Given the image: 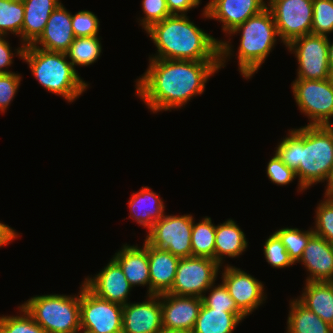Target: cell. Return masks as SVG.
<instances>
[{"label": "cell", "instance_id": "cell-32", "mask_svg": "<svg viewBox=\"0 0 333 333\" xmlns=\"http://www.w3.org/2000/svg\"><path fill=\"white\" fill-rule=\"evenodd\" d=\"M215 284L216 283L214 282L201 297L202 303L208 308L231 312L241 321L246 319V316L237 308L235 300L229 295L224 283L221 282L220 284ZM206 293L208 294L207 296Z\"/></svg>", "mask_w": 333, "mask_h": 333}, {"label": "cell", "instance_id": "cell-30", "mask_svg": "<svg viewBox=\"0 0 333 333\" xmlns=\"http://www.w3.org/2000/svg\"><path fill=\"white\" fill-rule=\"evenodd\" d=\"M24 21L22 0H0V34L20 37Z\"/></svg>", "mask_w": 333, "mask_h": 333}, {"label": "cell", "instance_id": "cell-7", "mask_svg": "<svg viewBox=\"0 0 333 333\" xmlns=\"http://www.w3.org/2000/svg\"><path fill=\"white\" fill-rule=\"evenodd\" d=\"M298 110L307 118L309 126L333 125V82L331 79H295L291 83ZM332 117V118H331Z\"/></svg>", "mask_w": 333, "mask_h": 333}, {"label": "cell", "instance_id": "cell-42", "mask_svg": "<svg viewBox=\"0 0 333 333\" xmlns=\"http://www.w3.org/2000/svg\"><path fill=\"white\" fill-rule=\"evenodd\" d=\"M202 0H166L171 15H187L191 9L198 7Z\"/></svg>", "mask_w": 333, "mask_h": 333}, {"label": "cell", "instance_id": "cell-18", "mask_svg": "<svg viewBox=\"0 0 333 333\" xmlns=\"http://www.w3.org/2000/svg\"><path fill=\"white\" fill-rule=\"evenodd\" d=\"M304 265L306 282H333V244L314 234L297 262Z\"/></svg>", "mask_w": 333, "mask_h": 333}, {"label": "cell", "instance_id": "cell-36", "mask_svg": "<svg viewBox=\"0 0 333 333\" xmlns=\"http://www.w3.org/2000/svg\"><path fill=\"white\" fill-rule=\"evenodd\" d=\"M263 252L266 262L275 269H285L295 264L274 232L265 240Z\"/></svg>", "mask_w": 333, "mask_h": 333}, {"label": "cell", "instance_id": "cell-19", "mask_svg": "<svg viewBox=\"0 0 333 333\" xmlns=\"http://www.w3.org/2000/svg\"><path fill=\"white\" fill-rule=\"evenodd\" d=\"M72 13L59 5L50 15L43 33L32 44L47 51L66 52L75 39L72 30Z\"/></svg>", "mask_w": 333, "mask_h": 333}, {"label": "cell", "instance_id": "cell-31", "mask_svg": "<svg viewBox=\"0 0 333 333\" xmlns=\"http://www.w3.org/2000/svg\"><path fill=\"white\" fill-rule=\"evenodd\" d=\"M274 233L279 237L295 264L301 259L303 250L307 246L309 239L314 235L312 227L308 230L284 227L279 228Z\"/></svg>", "mask_w": 333, "mask_h": 333}, {"label": "cell", "instance_id": "cell-16", "mask_svg": "<svg viewBox=\"0 0 333 333\" xmlns=\"http://www.w3.org/2000/svg\"><path fill=\"white\" fill-rule=\"evenodd\" d=\"M82 282L97 297L122 306L128 303L133 288L113 258L98 274L87 276Z\"/></svg>", "mask_w": 333, "mask_h": 333}, {"label": "cell", "instance_id": "cell-45", "mask_svg": "<svg viewBox=\"0 0 333 333\" xmlns=\"http://www.w3.org/2000/svg\"><path fill=\"white\" fill-rule=\"evenodd\" d=\"M328 63L330 69H333V41L331 42L330 38H328Z\"/></svg>", "mask_w": 333, "mask_h": 333}, {"label": "cell", "instance_id": "cell-41", "mask_svg": "<svg viewBox=\"0 0 333 333\" xmlns=\"http://www.w3.org/2000/svg\"><path fill=\"white\" fill-rule=\"evenodd\" d=\"M5 38H8L7 35L0 34V74L12 73V71L9 70V67L14 63L13 58L18 56L22 59L25 48L24 45H21L17 49H14L15 53H13L10 42H8V39Z\"/></svg>", "mask_w": 333, "mask_h": 333}, {"label": "cell", "instance_id": "cell-15", "mask_svg": "<svg viewBox=\"0 0 333 333\" xmlns=\"http://www.w3.org/2000/svg\"><path fill=\"white\" fill-rule=\"evenodd\" d=\"M123 306L122 333H157L162 327L161 294Z\"/></svg>", "mask_w": 333, "mask_h": 333}, {"label": "cell", "instance_id": "cell-33", "mask_svg": "<svg viewBox=\"0 0 333 333\" xmlns=\"http://www.w3.org/2000/svg\"><path fill=\"white\" fill-rule=\"evenodd\" d=\"M18 312L17 315H0V333H46L21 305Z\"/></svg>", "mask_w": 333, "mask_h": 333}, {"label": "cell", "instance_id": "cell-25", "mask_svg": "<svg viewBox=\"0 0 333 333\" xmlns=\"http://www.w3.org/2000/svg\"><path fill=\"white\" fill-rule=\"evenodd\" d=\"M297 299L333 327V282H306Z\"/></svg>", "mask_w": 333, "mask_h": 333}, {"label": "cell", "instance_id": "cell-39", "mask_svg": "<svg viewBox=\"0 0 333 333\" xmlns=\"http://www.w3.org/2000/svg\"><path fill=\"white\" fill-rule=\"evenodd\" d=\"M266 174L269 181L277 186L288 185L297 178L296 172L283 163L275 153L267 163Z\"/></svg>", "mask_w": 333, "mask_h": 333}, {"label": "cell", "instance_id": "cell-28", "mask_svg": "<svg viewBox=\"0 0 333 333\" xmlns=\"http://www.w3.org/2000/svg\"><path fill=\"white\" fill-rule=\"evenodd\" d=\"M193 225L191 233L192 256L207 257L214 259L216 225L211 217L205 216Z\"/></svg>", "mask_w": 333, "mask_h": 333}, {"label": "cell", "instance_id": "cell-46", "mask_svg": "<svg viewBox=\"0 0 333 333\" xmlns=\"http://www.w3.org/2000/svg\"><path fill=\"white\" fill-rule=\"evenodd\" d=\"M157 333H192V331L181 329H167L162 327Z\"/></svg>", "mask_w": 333, "mask_h": 333}, {"label": "cell", "instance_id": "cell-24", "mask_svg": "<svg viewBox=\"0 0 333 333\" xmlns=\"http://www.w3.org/2000/svg\"><path fill=\"white\" fill-rule=\"evenodd\" d=\"M248 245L245 233L233 219L216 225L214 260L221 267L225 265V257L239 258Z\"/></svg>", "mask_w": 333, "mask_h": 333}, {"label": "cell", "instance_id": "cell-34", "mask_svg": "<svg viewBox=\"0 0 333 333\" xmlns=\"http://www.w3.org/2000/svg\"><path fill=\"white\" fill-rule=\"evenodd\" d=\"M333 33V0H313L311 34L328 37Z\"/></svg>", "mask_w": 333, "mask_h": 333}, {"label": "cell", "instance_id": "cell-6", "mask_svg": "<svg viewBox=\"0 0 333 333\" xmlns=\"http://www.w3.org/2000/svg\"><path fill=\"white\" fill-rule=\"evenodd\" d=\"M21 306L46 333H80V290L76 295H35Z\"/></svg>", "mask_w": 333, "mask_h": 333}, {"label": "cell", "instance_id": "cell-4", "mask_svg": "<svg viewBox=\"0 0 333 333\" xmlns=\"http://www.w3.org/2000/svg\"><path fill=\"white\" fill-rule=\"evenodd\" d=\"M240 35V45L238 46L237 62L238 71L245 79H251L262 67L267 57L275 47L277 40H281L273 19L272 13L265 8L259 14L250 17L243 24L237 26L227 37L228 41L220 40V60L219 69L226 66L234 55L231 38ZM278 38V39H277ZM232 55V56H231Z\"/></svg>", "mask_w": 333, "mask_h": 333}, {"label": "cell", "instance_id": "cell-26", "mask_svg": "<svg viewBox=\"0 0 333 333\" xmlns=\"http://www.w3.org/2000/svg\"><path fill=\"white\" fill-rule=\"evenodd\" d=\"M286 333H333V327L305 307L297 298L289 301Z\"/></svg>", "mask_w": 333, "mask_h": 333}, {"label": "cell", "instance_id": "cell-37", "mask_svg": "<svg viewBox=\"0 0 333 333\" xmlns=\"http://www.w3.org/2000/svg\"><path fill=\"white\" fill-rule=\"evenodd\" d=\"M71 22L75 38L98 36L100 21L95 13L89 10L78 11L72 14Z\"/></svg>", "mask_w": 333, "mask_h": 333}, {"label": "cell", "instance_id": "cell-27", "mask_svg": "<svg viewBox=\"0 0 333 333\" xmlns=\"http://www.w3.org/2000/svg\"><path fill=\"white\" fill-rule=\"evenodd\" d=\"M241 322L231 312L208 308L202 303L192 333H233Z\"/></svg>", "mask_w": 333, "mask_h": 333}, {"label": "cell", "instance_id": "cell-1", "mask_svg": "<svg viewBox=\"0 0 333 333\" xmlns=\"http://www.w3.org/2000/svg\"><path fill=\"white\" fill-rule=\"evenodd\" d=\"M148 60V68L135 81V96L154 114L181 109L202 95L211 76L220 70L219 61Z\"/></svg>", "mask_w": 333, "mask_h": 333}, {"label": "cell", "instance_id": "cell-22", "mask_svg": "<svg viewBox=\"0 0 333 333\" xmlns=\"http://www.w3.org/2000/svg\"><path fill=\"white\" fill-rule=\"evenodd\" d=\"M128 205L129 218L148 231L164 216L166 209L160 194L153 192L148 186H143L138 192L132 193Z\"/></svg>", "mask_w": 333, "mask_h": 333}, {"label": "cell", "instance_id": "cell-2", "mask_svg": "<svg viewBox=\"0 0 333 333\" xmlns=\"http://www.w3.org/2000/svg\"><path fill=\"white\" fill-rule=\"evenodd\" d=\"M274 151L298 178L297 192L324 183L333 165V125L288 130Z\"/></svg>", "mask_w": 333, "mask_h": 333}, {"label": "cell", "instance_id": "cell-35", "mask_svg": "<svg viewBox=\"0 0 333 333\" xmlns=\"http://www.w3.org/2000/svg\"><path fill=\"white\" fill-rule=\"evenodd\" d=\"M314 234L333 244V197L321 200L315 210Z\"/></svg>", "mask_w": 333, "mask_h": 333}, {"label": "cell", "instance_id": "cell-29", "mask_svg": "<svg viewBox=\"0 0 333 333\" xmlns=\"http://www.w3.org/2000/svg\"><path fill=\"white\" fill-rule=\"evenodd\" d=\"M100 36L77 37L65 52L74 68L90 66L99 60L102 53Z\"/></svg>", "mask_w": 333, "mask_h": 333}, {"label": "cell", "instance_id": "cell-44", "mask_svg": "<svg viewBox=\"0 0 333 333\" xmlns=\"http://www.w3.org/2000/svg\"><path fill=\"white\" fill-rule=\"evenodd\" d=\"M325 182L326 186H325L324 196L333 197V165L330 174Z\"/></svg>", "mask_w": 333, "mask_h": 333}, {"label": "cell", "instance_id": "cell-12", "mask_svg": "<svg viewBox=\"0 0 333 333\" xmlns=\"http://www.w3.org/2000/svg\"><path fill=\"white\" fill-rule=\"evenodd\" d=\"M297 60L296 79L325 80L330 78L328 63V37L304 35L286 46Z\"/></svg>", "mask_w": 333, "mask_h": 333}, {"label": "cell", "instance_id": "cell-17", "mask_svg": "<svg viewBox=\"0 0 333 333\" xmlns=\"http://www.w3.org/2000/svg\"><path fill=\"white\" fill-rule=\"evenodd\" d=\"M202 299L200 297L161 294L162 325L167 329L192 331L198 317Z\"/></svg>", "mask_w": 333, "mask_h": 333}, {"label": "cell", "instance_id": "cell-23", "mask_svg": "<svg viewBox=\"0 0 333 333\" xmlns=\"http://www.w3.org/2000/svg\"><path fill=\"white\" fill-rule=\"evenodd\" d=\"M24 21L21 31V44H33L43 33L51 13L62 4L60 0H22Z\"/></svg>", "mask_w": 333, "mask_h": 333}, {"label": "cell", "instance_id": "cell-8", "mask_svg": "<svg viewBox=\"0 0 333 333\" xmlns=\"http://www.w3.org/2000/svg\"><path fill=\"white\" fill-rule=\"evenodd\" d=\"M193 215H166L146 231L145 240L159 249H164L178 258L192 256L191 233Z\"/></svg>", "mask_w": 333, "mask_h": 333}, {"label": "cell", "instance_id": "cell-5", "mask_svg": "<svg viewBox=\"0 0 333 333\" xmlns=\"http://www.w3.org/2000/svg\"><path fill=\"white\" fill-rule=\"evenodd\" d=\"M22 59L45 90L63 97L68 103L78 99L90 86L64 52L47 51L31 44L25 46Z\"/></svg>", "mask_w": 333, "mask_h": 333}, {"label": "cell", "instance_id": "cell-10", "mask_svg": "<svg viewBox=\"0 0 333 333\" xmlns=\"http://www.w3.org/2000/svg\"><path fill=\"white\" fill-rule=\"evenodd\" d=\"M221 266L211 258L190 256L180 258L172 288L177 296L202 297L217 280Z\"/></svg>", "mask_w": 333, "mask_h": 333}, {"label": "cell", "instance_id": "cell-14", "mask_svg": "<svg viewBox=\"0 0 333 333\" xmlns=\"http://www.w3.org/2000/svg\"><path fill=\"white\" fill-rule=\"evenodd\" d=\"M267 8L266 0H210L203 8L202 18L222 23L227 36L237 26Z\"/></svg>", "mask_w": 333, "mask_h": 333}, {"label": "cell", "instance_id": "cell-40", "mask_svg": "<svg viewBox=\"0 0 333 333\" xmlns=\"http://www.w3.org/2000/svg\"><path fill=\"white\" fill-rule=\"evenodd\" d=\"M22 80V75L15 72L0 74V113L9 108Z\"/></svg>", "mask_w": 333, "mask_h": 333}, {"label": "cell", "instance_id": "cell-43", "mask_svg": "<svg viewBox=\"0 0 333 333\" xmlns=\"http://www.w3.org/2000/svg\"><path fill=\"white\" fill-rule=\"evenodd\" d=\"M18 237L20 234L15 229L0 221V248L10 244Z\"/></svg>", "mask_w": 333, "mask_h": 333}, {"label": "cell", "instance_id": "cell-3", "mask_svg": "<svg viewBox=\"0 0 333 333\" xmlns=\"http://www.w3.org/2000/svg\"><path fill=\"white\" fill-rule=\"evenodd\" d=\"M157 51L149 59L219 61L220 40L187 15H171L145 31Z\"/></svg>", "mask_w": 333, "mask_h": 333}, {"label": "cell", "instance_id": "cell-38", "mask_svg": "<svg viewBox=\"0 0 333 333\" xmlns=\"http://www.w3.org/2000/svg\"><path fill=\"white\" fill-rule=\"evenodd\" d=\"M143 17L138 22L142 29L148 30L153 24L171 16L166 0H142Z\"/></svg>", "mask_w": 333, "mask_h": 333}, {"label": "cell", "instance_id": "cell-21", "mask_svg": "<svg viewBox=\"0 0 333 333\" xmlns=\"http://www.w3.org/2000/svg\"><path fill=\"white\" fill-rule=\"evenodd\" d=\"M179 260L167 250L148 243L150 294L167 293L172 288Z\"/></svg>", "mask_w": 333, "mask_h": 333}, {"label": "cell", "instance_id": "cell-9", "mask_svg": "<svg viewBox=\"0 0 333 333\" xmlns=\"http://www.w3.org/2000/svg\"><path fill=\"white\" fill-rule=\"evenodd\" d=\"M80 285V333H122L123 306L97 297Z\"/></svg>", "mask_w": 333, "mask_h": 333}, {"label": "cell", "instance_id": "cell-47", "mask_svg": "<svg viewBox=\"0 0 333 333\" xmlns=\"http://www.w3.org/2000/svg\"><path fill=\"white\" fill-rule=\"evenodd\" d=\"M330 79H331V81L333 82V69H331Z\"/></svg>", "mask_w": 333, "mask_h": 333}, {"label": "cell", "instance_id": "cell-13", "mask_svg": "<svg viewBox=\"0 0 333 333\" xmlns=\"http://www.w3.org/2000/svg\"><path fill=\"white\" fill-rule=\"evenodd\" d=\"M224 268V269H223ZM221 279L229 295L235 300L237 308L246 316L257 310L264 302V284L251 274L238 267L226 264L222 266Z\"/></svg>", "mask_w": 333, "mask_h": 333}, {"label": "cell", "instance_id": "cell-11", "mask_svg": "<svg viewBox=\"0 0 333 333\" xmlns=\"http://www.w3.org/2000/svg\"><path fill=\"white\" fill-rule=\"evenodd\" d=\"M281 43L289 45L296 38L311 34L313 0H267Z\"/></svg>", "mask_w": 333, "mask_h": 333}, {"label": "cell", "instance_id": "cell-20", "mask_svg": "<svg viewBox=\"0 0 333 333\" xmlns=\"http://www.w3.org/2000/svg\"><path fill=\"white\" fill-rule=\"evenodd\" d=\"M120 266L132 287L148 286L150 294V273L148 262V242L144 239L143 246L123 244L112 257Z\"/></svg>", "mask_w": 333, "mask_h": 333}]
</instances>
